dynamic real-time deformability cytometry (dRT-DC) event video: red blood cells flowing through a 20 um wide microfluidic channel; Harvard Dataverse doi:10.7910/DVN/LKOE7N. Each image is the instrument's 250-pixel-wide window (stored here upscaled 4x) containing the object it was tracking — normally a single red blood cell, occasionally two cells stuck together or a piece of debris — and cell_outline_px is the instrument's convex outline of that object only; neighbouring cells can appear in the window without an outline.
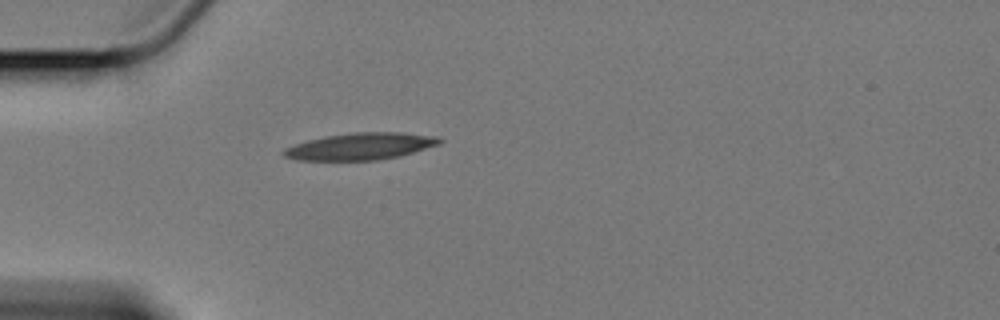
{"species": "Egyptian fruit bat (a non-hibernating species)", "species_latin": "Rousettus aegyptiacus", "temperature_condition": "cold", "stored_images_in_passage": 43, "camera_frame_rate_fps": 3000, "um_per_image_px": 0.085, "animal": {"sex": "female"}, "frame": {"image": 1, "passage_image": 1, "time_ms": 0.0, "image_size_px": [1000, 320], "cell_outline_px": [[444, 140], [440, 144], [400, 156], [376, 160], [296, 160], [284, 156], [280, 152], [284, 148], [308, 140], [324, 136], [352, 132], [400, 132], [436, 136]], "centroid_in_image_um": [30.64, 12.43], "position_along_channel_um": 54.4, "area_um2": 24.51}}
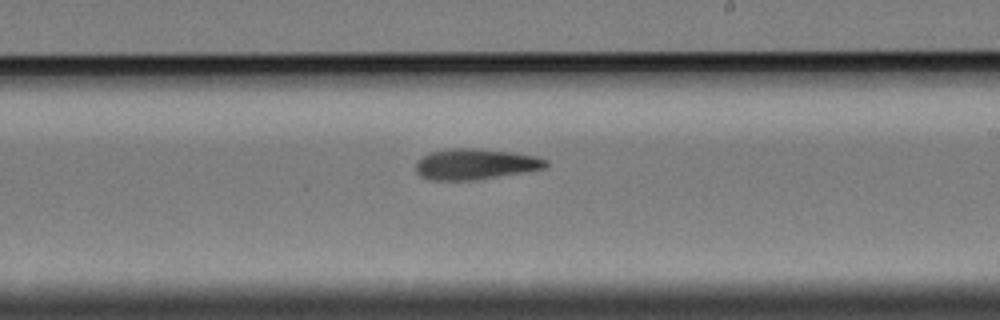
{"frame": {"image": 2, "passage_image": 19, "time_ms": 6.0, "image_size_px": [1000, 320], "cell_outline_px": [[548, 164], [544, 168], [472, 180], [428, 180], [420, 176], [416, 172], [416, 160], [428, 152], [452, 148], [472, 148], [512, 152], [536, 156], [548, 160]], "centroid_in_image_um": [40.33, 13.94], "position_along_channel_um": 248.7, "area_um2": 23.18}}
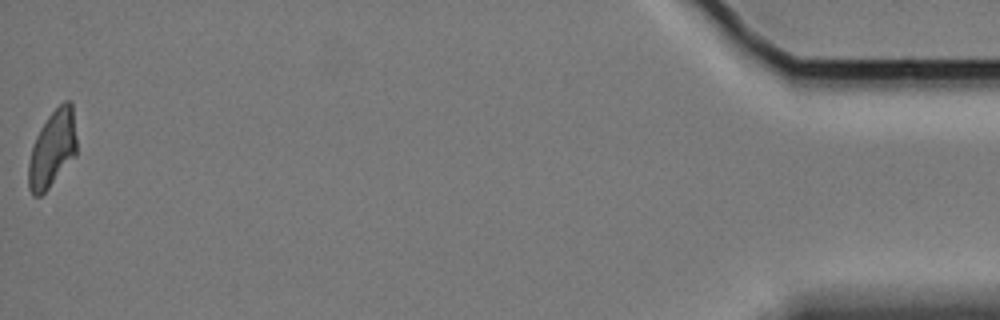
{"frame": {"image": 3, "passage_image": 43, "time_ms": 14.0, "image_size_px": [1000, 320], "cell_outline_px": [[76, 156], [48, 188], [40, 196], [32, 196], [28, 188], [28, 164], [32, 144], [40, 128], [48, 116], [64, 100], [68, 100], [72, 104], [76, 136]], "centroid_in_image_um": [4.44, 12.67], "position_along_channel_um": 430.8, "area_um2": 21.62}}